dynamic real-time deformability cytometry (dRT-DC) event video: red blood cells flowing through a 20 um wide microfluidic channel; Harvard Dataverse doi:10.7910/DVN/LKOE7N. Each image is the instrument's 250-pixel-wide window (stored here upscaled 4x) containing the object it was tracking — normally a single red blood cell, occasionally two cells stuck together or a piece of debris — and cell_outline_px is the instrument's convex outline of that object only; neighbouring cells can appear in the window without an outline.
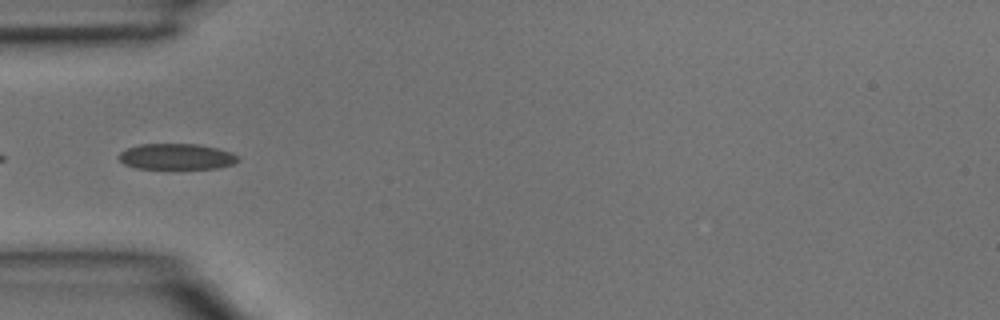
{"species": "common noctule bat (a hibernating species)", "species_latin": "Nyctalus noctula", "temperature_condition": "room temperature", "stored_images_in_passage": 3, "segment_of_instrument_passage": [2, 2], "camera_frame_rate_fps": 3000, "um_per_image_px": 0.085, "animal": {"sex": "male", "body_mass_g": 15.6}, "frame": {"image": 1, "passage_image": 3, "time_ms": 0.667, "image_size_px": [1000, 320], "cell_outline_px": [[240, 160], [232, 164], [216, 168], [136, 168], [124, 164], [116, 156], [120, 152], [128, 148], [140, 144], [196, 144], [216, 148], [232, 152]], "centroid_in_image_um": [14.97, 13.3], "position_along_channel_um": 70.0, "area_um2": 17.8}}